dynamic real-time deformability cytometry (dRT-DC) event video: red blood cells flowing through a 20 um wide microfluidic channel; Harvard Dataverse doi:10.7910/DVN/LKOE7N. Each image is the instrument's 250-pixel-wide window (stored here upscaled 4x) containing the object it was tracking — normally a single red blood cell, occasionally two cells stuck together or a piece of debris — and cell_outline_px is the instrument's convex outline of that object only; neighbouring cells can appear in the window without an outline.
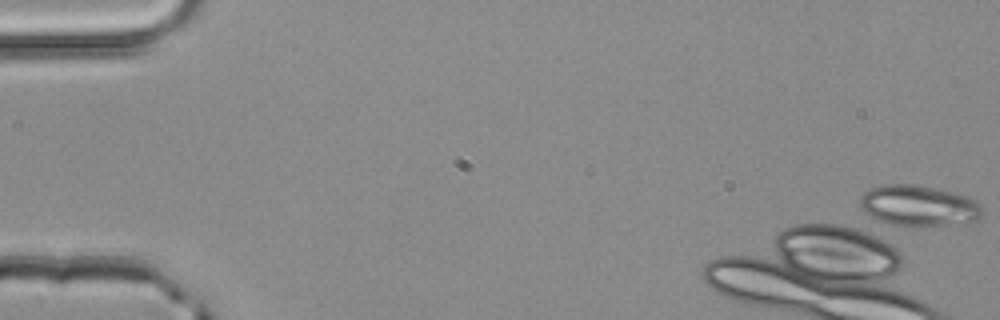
{"species": "common noctule bat (a hibernating species)", "species_latin": "Nyctalus noctula", "temperature_condition": "room temperature", "stored_images_in_passage": 5, "segment_of_instrument_passage": [2, 2], "camera_frame_rate_fps": 3000, "um_per_image_px": 0.085, "animal": {"sex": "male", "body_mass_g": 20.4}, "frame": {"image": 1, "passage_image": 5, "time_ms": 1.333, "image_size_px": [1000, 320], "cell_outline_px": [[980, 216], [976, 220], [952, 224], [880, 224], [864, 212], [860, 208], [860, 196], [864, 192], [872, 188], [884, 184], [916, 184], [956, 192], [968, 196], [976, 200], [980, 204]], "centroid_in_image_um": [78.02, 17.45], "position_along_channel_um": 7.0, "area_um2": 28.9}}